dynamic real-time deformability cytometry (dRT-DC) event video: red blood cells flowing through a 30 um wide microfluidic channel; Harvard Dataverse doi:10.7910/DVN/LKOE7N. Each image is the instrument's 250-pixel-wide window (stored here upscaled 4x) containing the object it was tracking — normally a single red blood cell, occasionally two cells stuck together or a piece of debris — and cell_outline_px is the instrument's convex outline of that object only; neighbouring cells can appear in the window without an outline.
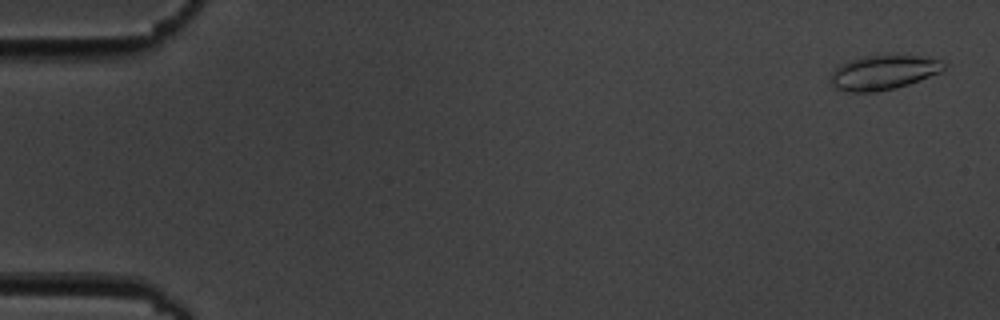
{"species": "common noctule bat (a hibernating species)", "species_latin": "Nyctalus noctula", "temperature_condition": "cold", "stored_images_in_passage": 7, "camera_frame_rate_fps": 3000, "um_per_image_px": 0.085, "animal": {"sex": "male", "body_mass_g": 19.5, "forearm_length_mm": 54.6}, "frame": {"image": 1, "passage_image": 1, "time_ms": 0.0, "image_size_px": [1000, 320], "cell_outline_px": [[948, 64], [940, 72], [908, 84], [896, 88], [876, 92], [852, 92], [836, 88], [828, 80], [836, 68], [840, 64], [848, 60], [868, 56], [920, 56], [940, 60]], "centroid_in_image_um": [75.07, 6.17], "position_along_channel_um": 9.9, "area_um2": 22.48}}
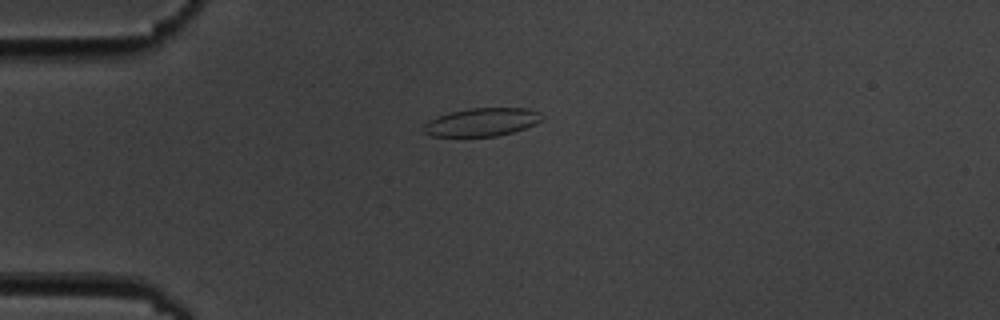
{"frame": {"image": 2, "passage_image": 4, "time_ms": 4.333, "image_size_px": [1000, 320], "cell_outline_px": [[544, 120], [536, 124], [512, 132], [496, 136], [432, 136], [424, 132], [424, 124], [428, 120], [448, 112], [468, 108], [528, 108], [540, 112], [544, 116]], "centroid_in_image_um": [40.99, 10.36], "position_along_channel_um": 44.0, "area_um2": 19.54}}
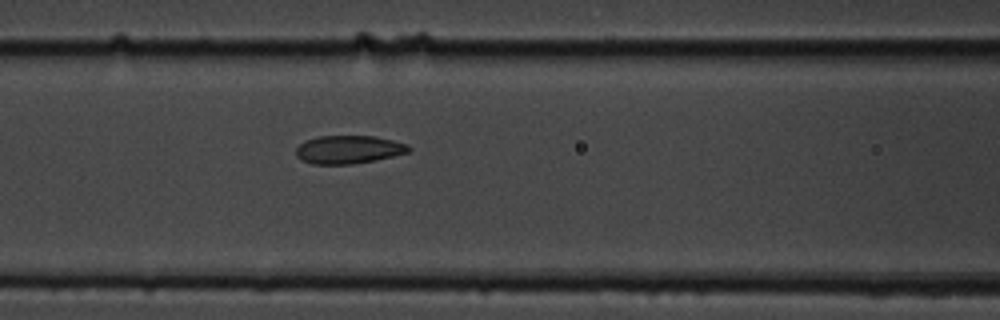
{"frame": {"image": 3, "passage_image": 7, "time_ms": 7.667, "image_size_px": [1000, 320], "cell_outline_px": [[412, 148], [408, 152], [376, 160], [352, 164], [312, 164], [300, 160], [296, 156], [296, 148], [304, 140], [316, 136], [376, 136], [408, 144]], "centroid_in_image_um": [29.6, 12.71], "position_along_channel_um": 137.0, "area_um2": 18.67}}